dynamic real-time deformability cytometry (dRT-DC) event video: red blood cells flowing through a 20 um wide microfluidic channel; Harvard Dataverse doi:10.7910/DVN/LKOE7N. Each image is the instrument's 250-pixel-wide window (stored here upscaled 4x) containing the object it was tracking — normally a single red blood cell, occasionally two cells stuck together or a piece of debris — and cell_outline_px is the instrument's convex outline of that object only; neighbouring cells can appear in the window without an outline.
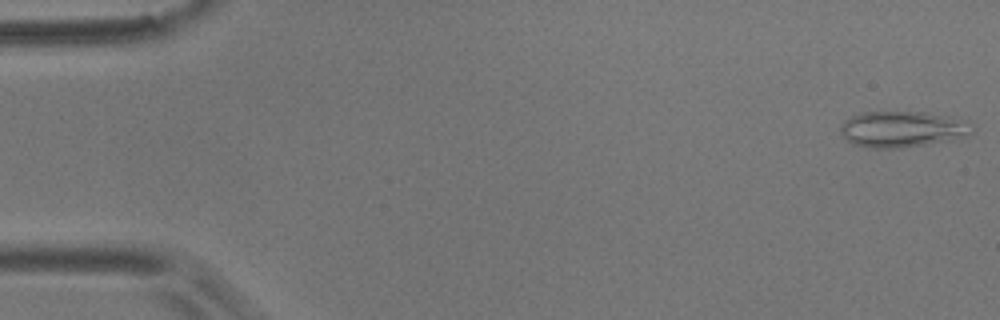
{"species": "common noctule bat (a hibernating species)", "species_latin": "Nyctalus noctula", "temperature_condition": "room temperature", "stored_images_in_passage": 55, "camera_frame_rate_fps": 3000, "um_per_image_px": 0.085, "animal": {"sex": "male", "body_mass_g": 17.9}, "frame": {"image": 1, "passage_image": 1, "time_ms": 0.0, "image_size_px": [1000, 320], "cell_outline_px": [[976, 132], [964, 136], [948, 140], [900, 148], [868, 148], [852, 144], [840, 132], [840, 124], [848, 116], [860, 112], [924, 112], [948, 116], [968, 120], [976, 128]], "centroid_in_image_um": [76.7, 10.96], "position_along_channel_um": 8.3, "area_um2": 27.98}}
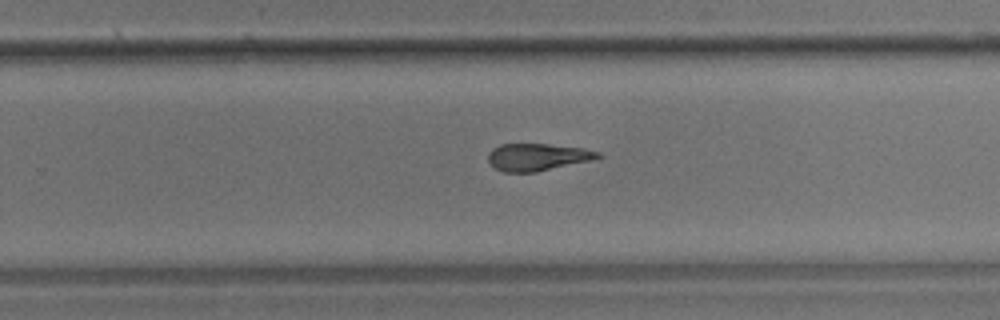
{"frame": {"image": 2, "passage_image": 35, "time_ms": 11.333, "image_size_px": [1000, 320], "cell_outline_px": [[604, 156], [588, 160], [536, 172], [504, 172], [496, 168], [488, 160], [488, 152], [492, 148], [500, 144], [548, 144], [584, 148], [600, 152]], "centroid_in_image_um": [45.66, 13.33], "position_along_channel_um": 284.1, "area_um2": 17.22}}
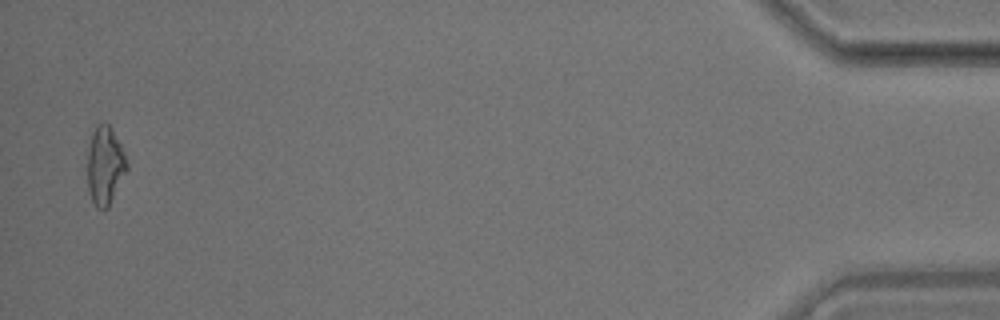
{"frame": {"image": 3, "passage_image": 54, "time_ms": 17.667, "image_size_px": [1000, 320], "cell_outline_px": [[128, 168], [108, 208], [96, 208], [88, 192], [88, 148], [92, 132], [96, 124], [100, 120], [104, 120], [112, 128], [120, 144], [128, 164]], "centroid_in_image_um": [8.91, 14.03], "position_along_channel_um": 426.3, "area_um2": 18.09}, "authors_computed_cell_mechanics": {"area_um2": 18.6116, "velocity_mm_per_s": 3.6102, "shape_relaxation_time_tau1_ms": null, "shape_relaxation_time_tau2_ms": 5.3056, "deformation_change_tau1": null, "deformation_change_tau2": 0.1515}}